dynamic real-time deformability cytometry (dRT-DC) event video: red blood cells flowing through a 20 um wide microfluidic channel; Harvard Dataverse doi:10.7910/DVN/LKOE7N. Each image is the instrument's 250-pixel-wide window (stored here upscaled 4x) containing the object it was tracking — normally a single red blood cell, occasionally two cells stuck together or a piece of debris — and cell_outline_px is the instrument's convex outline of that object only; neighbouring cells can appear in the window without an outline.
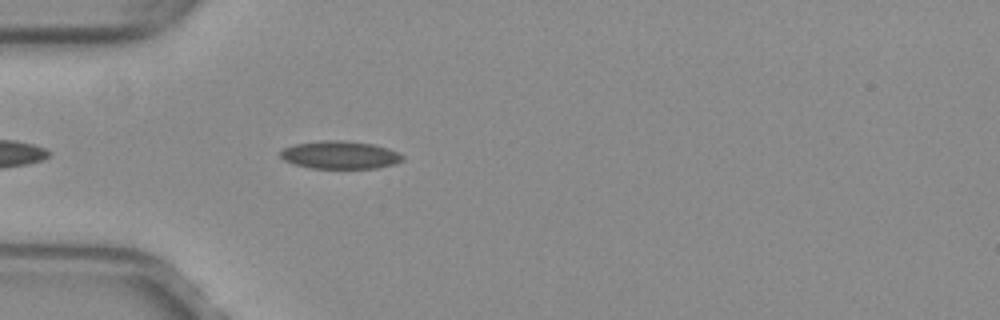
{"species": "common noctule bat (a hibernating species)", "species_latin": "Nyctalus noctula", "temperature_condition": "warm", "stored_images_in_passage": 16, "camera_frame_rate_fps": 3000, "um_per_image_px": 0.085, "animal": {"sex": "female", "body_mass_g": 29.2, "forearm_length_mm": 56.3}, "frame": {"image": 1, "passage_image": 3, "time_ms": 0.667, "image_size_px": [1000, 320], "cell_outline_px": [[404, 160], [396, 164], [376, 168], [308, 168], [284, 160], [280, 156], [280, 152], [284, 148], [296, 144], [320, 140], [344, 140], [372, 144], [388, 148], [400, 152], [404, 156]], "centroid_in_image_um": [28.95, 13.17], "position_along_channel_um": 56.1, "area_um2": 19.94}}
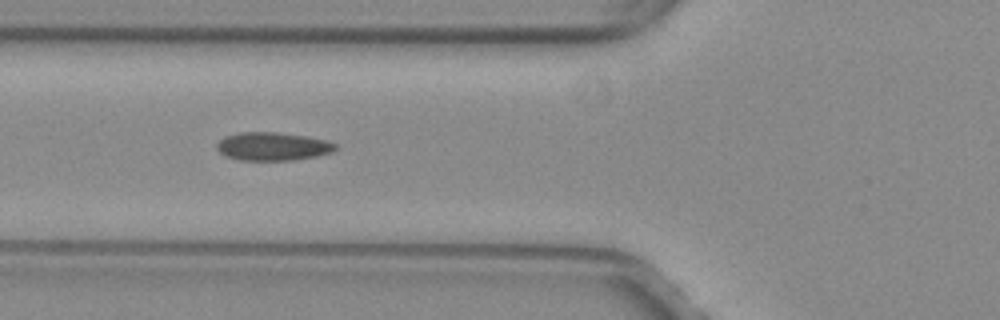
{"frame": {"image": 2, "passage_image": 7, "time_ms": 2.0, "image_size_px": [1000, 320], "cell_outline_px": [[336, 148], [332, 152], [316, 156], [296, 160], [240, 160], [224, 156], [216, 148], [216, 144], [224, 136], [240, 132], [276, 132], [308, 136], [328, 140], [336, 144]], "centroid_in_image_um": [23.17, 12.44], "position_along_channel_um": 102.6, "area_um2": 19.71}}
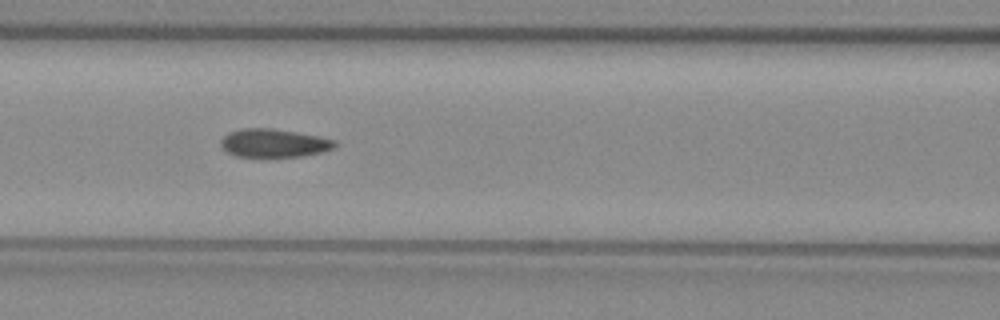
{"frame": {"image": 3, "passage_image": 10, "time_ms": 3.0, "image_size_px": [1000, 320], "cell_outline_px": [[336, 148], [324, 152], [304, 156], [236, 156], [228, 152], [220, 144], [220, 140], [228, 132], [244, 128], [272, 128], [320, 136], [336, 140]], "centroid_in_image_um": [23.33, 12.15], "position_along_channel_um": 143.3, "area_um2": 18.84}}